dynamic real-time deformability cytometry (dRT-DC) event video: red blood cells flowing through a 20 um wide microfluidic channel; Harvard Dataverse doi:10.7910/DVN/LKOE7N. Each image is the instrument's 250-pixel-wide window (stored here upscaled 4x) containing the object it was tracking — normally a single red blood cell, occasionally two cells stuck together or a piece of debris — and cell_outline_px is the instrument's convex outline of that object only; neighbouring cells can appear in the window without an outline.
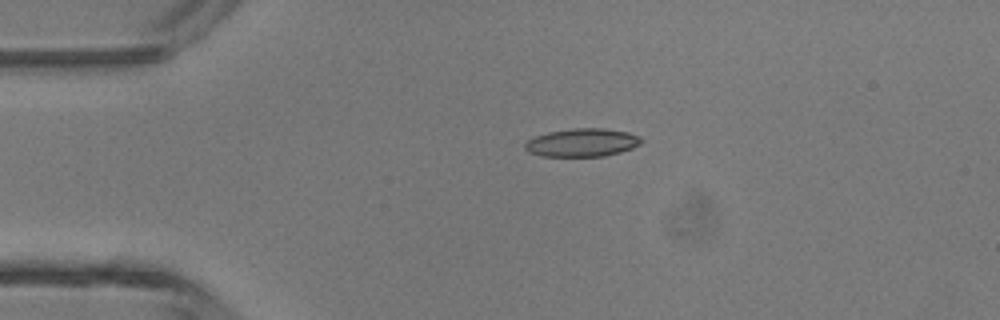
{"species": "common noctule bat (a hibernating species)", "species_latin": "Nyctalus noctula", "temperature_condition": "room temperature", "stored_images_in_passage": 2, "camera_frame_rate_fps": 3000, "um_per_image_px": 0.085, "animal": {"sex": "male", "body_mass_g": 13.3}, "frame": {"image": 1, "passage_image": 1, "time_ms": 0.0, "image_size_px": [1000, 320], "cell_outline_px": [[644, 140], [640, 144], [632, 148], [620, 152], [604, 156], [540, 156], [528, 152], [524, 148], [524, 144], [528, 140], [536, 136], [548, 132], [572, 128], [604, 128], [628, 132], [640, 136]], "centroid_in_image_um": [49.49, 12.11], "position_along_channel_um": 35.5, "area_um2": 19.19}}